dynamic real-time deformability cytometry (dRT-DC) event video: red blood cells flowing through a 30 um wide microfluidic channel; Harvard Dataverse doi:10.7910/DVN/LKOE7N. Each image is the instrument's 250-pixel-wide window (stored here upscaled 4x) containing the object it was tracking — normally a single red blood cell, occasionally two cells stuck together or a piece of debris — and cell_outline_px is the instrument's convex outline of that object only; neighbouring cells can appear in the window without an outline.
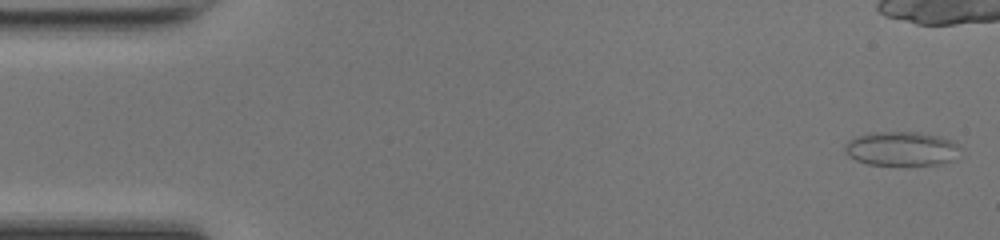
{"species": "common noctule bat (a hibernating species)", "species_latin": "Nyctalus noctula", "temperature_condition": "room temperature", "stored_images_in_passage": 49, "camera_frame_rate_fps": 3000, "um_per_image_px": 0.085, "animal": {"sex": "female", "body_mass_g": 17.0, "forearm_length_mm": 48.0}, "frame": {"image": 1, "passage_image": 1, "time_ms": 0.0, "image_size_px": [1000, 240], "cell_outline_px": [[960, 144], [952, 160], [940, 164], [868, 164], [856, 160], [844, 148], [844, 144], [848, 140], [856, 136], [872, 132], [920, 132], [940, 136], [952, 140]], "centroid_in_image_um": [76.62, 12.61], "position_along_channel_um": 8.4, "area_um2": 22.66}}
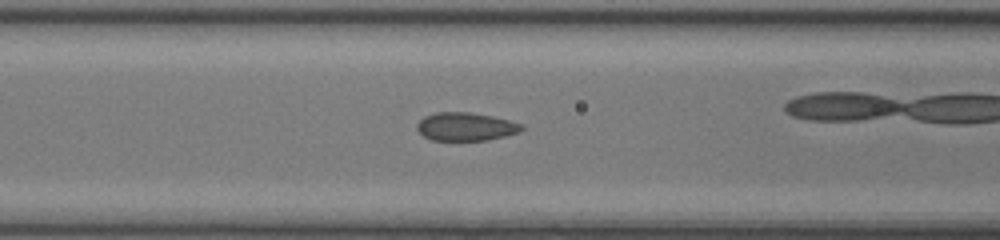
{"frame": {"image": 2, "passage_image": 19, "time_ms": 6.0, "image_size_px": [1000, 240], "cell_outline_px": [[524, 128], [520, 132], [488, 140], [432, 140], [424, 136], [416, 128], [416, 124], [424, 116], [436, 112], [468, 112], [492, 116], [524, 124]], "centroid_in_image_um": [39.59, 10.76], "position_along_channel_um": 127.0, "area_um2": 17.22}}
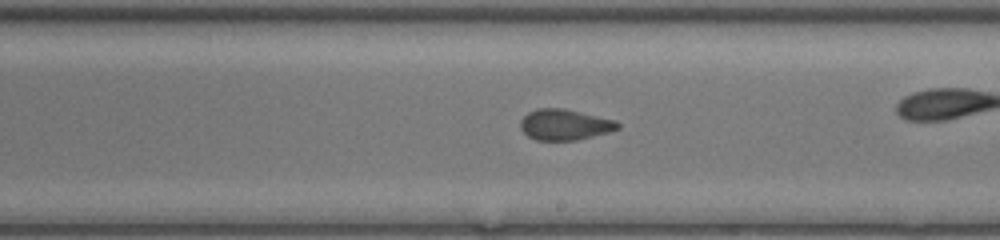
{"frame": {"image": 3, "passage_image": 27, "time_ms": 8.667, "image_size_px": [1000, 240], "cell_outline_px": [[620, 128], [608, 132], [576, 140], [536, 140], [528, 136], [520, 128], [520, 120], [528, 112], [536, 108], [564, 108], [616, 120], [620, 124]], "centroid_in_image_um": [47.99, 10.58], "position_along_channel_um": 241.0, "area_um2": 17.51}, "authors_computed_cell_mechanics": {"area_um2": 17.7446, "velocity_mm_per_s": 4.2855, "shape_relaxation_time_tau1_ms": 9.2007, "shape_relaxation_time_tau2_ms": 0.9627, "deformation_change_tau1": 0.1387, "deformation_change_tau2": 0.0588}}